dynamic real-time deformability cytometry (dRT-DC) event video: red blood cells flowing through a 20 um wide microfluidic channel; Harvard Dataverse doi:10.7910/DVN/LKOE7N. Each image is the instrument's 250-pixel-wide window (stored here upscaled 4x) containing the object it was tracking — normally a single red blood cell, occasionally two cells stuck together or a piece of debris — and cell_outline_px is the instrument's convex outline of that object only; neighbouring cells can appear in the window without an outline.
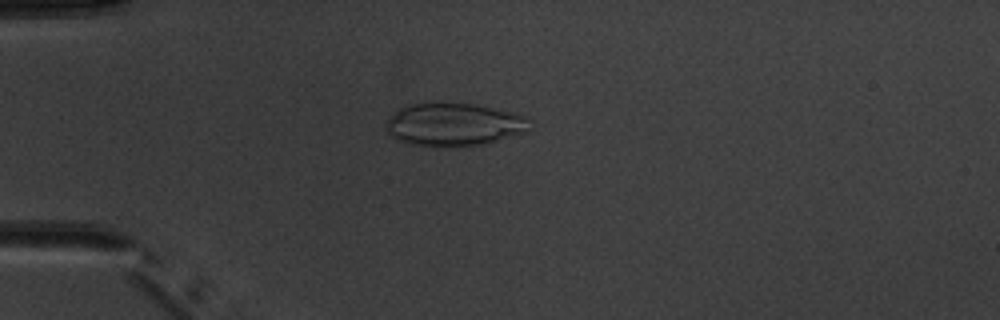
{"species": "common noctule bat (a hibernating species)", "species_latin": "Nyctalus noctula", "temperature_condition": "warm", "stored_images_in_passage": 7, "camera_frame_rate_fps": 3000, "um_per_image_px": 0.085, "animal": {"sex": "male", "body_mass_g": 20.1, "forearm_length_mm": 53.5}, "frame": {"image": 1, "passage_image": 4, "time_ms": 3.667, "image_size_px": [1000, 320], "cell_outline_px": [[528, 132], [488, 144], [412, 144], [396, 140], [388, 132], [388, 120], [404, 104], [424, 100], [436, 100], [476, 104], [528, 116]], "centroid_in_image_um": [38.6, 10.5], "position_along_channel_um": 46.4, "area_um2": 36.07}}
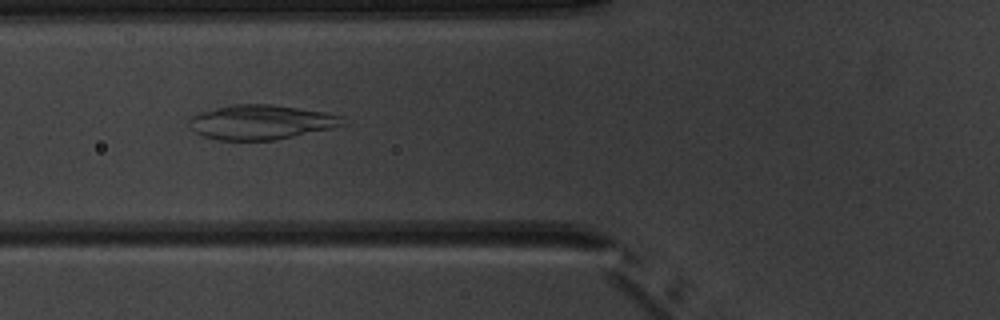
{"frame": {"image": 2, "passage_image": 6, "time_ms": 5.667, "image_size_px": [1000, 320], "cell_outline_px": [[348, 124], [332, 128], [276, 140], [220, 140], [204, 136], [188, 128], [188, 120], [192, 116], [216, 108], [232, 104], [268, 104], [324, 112], [344, 116]], "centroid_in_image_um": [22.22, 10.39], "position_along_channel_um": 103.6, "area_um2": 30.87}}
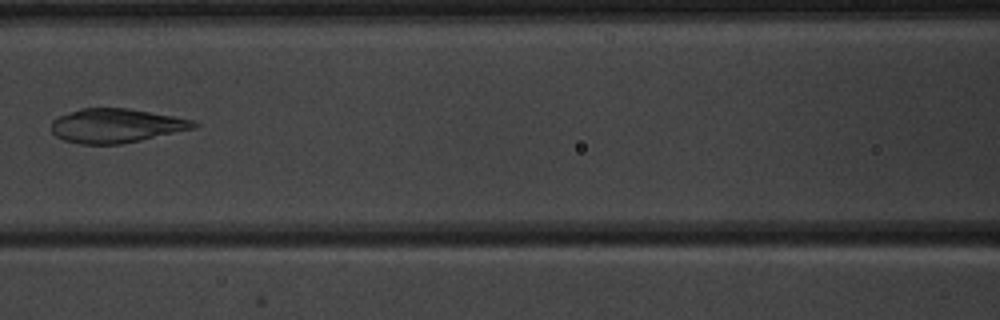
{"frame": {"image": 3, "passage_image": 7, "time_ms": 7.0, "image_size_px": [1000, 320], "cell_outline_px": [[200, 124], [196, 128], [140, 140], [120, 144], [80, 144], [64, 140], [56, 136], [52, 132], [52, 120], [60, 116], [80, 108], [128, 108], [172, 116], [192, 120]], "centroid_in_image_um": [9.87, 10.68], "position_along_channel_um": 156.7, "area_um2": 28.09}}